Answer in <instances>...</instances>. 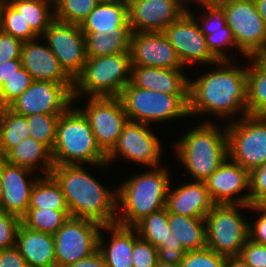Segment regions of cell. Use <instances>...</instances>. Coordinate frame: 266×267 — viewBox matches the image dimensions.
Segmentation results:
<instances>
[{
	"label": "cell",
	"mask_w": 266,
	"mask_h": 267,
	"mask_svg": "<svg viewBox=\"0 0 266 267\" xmlns=\"http://www.w3.org/2000/svg\"><path fill=\"white\" fill-rule=\"evenodd\" d=\"M33 172L0 158V180L3 187L0 211L13 214L20 219L26 214L30 205L33 185L39 178L35 177V180L26 178L30 177Z\"/></svg>",
	"instance_id": "cell-20"
},
{
	"label": "cell",
	"mask_w": 266,
	"mask_h": 267,
	"mask_svg": "<svg viewBox=\"0 0 266 267\" xmlns=\"http://www.w3.org/2000/svg\"><path fill=\"white\" fill-rule=\"evenodd\" d=\"M215 1L219 2L220 0H203V2H215Z\"/></svg>",
	"instance_id": "cell-59"
},
{
	"label": "cell",
	"mask_w": 266,
	"mask_h": 267,
	"mask_svg": "<svg viewBox=\"0 0 266 267\" xmlns=\"http://www.w3.org/2000/svg\"><path fill=\"white\" fill-rule=\"evenodd\" d=\"M101 230L109 231L111 234L109 245H104L102 232H100L98 240V250L107 267H133L132 249L134 243L140 238L136 229L132 226L115 223L103 225Z\"/></svg>",
	"instance_id": "cell-24"
},
{
	"label": "cell",
	"mask_w": 266,
	"mask_h": 267,
	"mask_svg": "<svg viewBox=\"0 0 266 267\" xmlns=\"http://www.w3.org/2000/svg\"><path fill=\"white\" fill-rule=\"evenodd\" d=\"M227 257L217 254L208 247L186 251L182 267H225Z\"/></svg>",
	"instance_id": "cell-40"
},
{
	"label": "cell",
	"mask_w": 266,
	"mask_h": 267,
	"mask_svg": "<svg viewBox=\"0 0 266 267\" xmlns=\"http://www.w3.org/2000/svg\"><path fill=\"white\" fill-rule=\"evenodd\" d=\"M22 68L21 59L0 63V87Z\"/></svg>",
	"instance_id": "cell-51"
},
{
	"label": "cell",
	"mask_w": 266,
	"mask_h": 267,
	"mask_svg": "<svg viewBox=\"0 0 266 267\" xmlns=\"http://www.w3.org/2000/svg\"><path fill=\"white\" fill-rule=\"evenodd\" d=\"M168 223L173 237L186 251L207 247L205 218L168 213Z\"/></svg>",
	"instance_id": "cell-29"
},
{
	"label": "cell",
	"mask_w": 266,
	"mask_h": 267,
	"mask_svg": "<svg viewBox=\"0 0 266 267\" xmlns=\"http://www.w3.org/2000/svg\"><path fill=\"white\" fill-rule=\"evenodd\" d=\"M232 64L231 60L218 61L221 69L217 67L194 81L189 80L190 116L211 113L228 119L238 112L242 117L248 115L247 66Z\"/></svg>",
	"instance_id": "cell-1"
},
{
	"label": "cell",
	"mask_w": 266,
	"mask_h": 267,
	"mask_svg": "<svg viewBox=\"0 0 266 267\" xmlns=\"http://www.w3.org/2000/svg\"><path fill=\"white\" fill-rule=\"evenodd\" d=\"M102 225L70 216L53 235L56 267H67L98 250Z\"/></svg>",
	"instance_id": "cell-11"
},
{
	"label": "cell",
	"mask_w": 266,
	"mask_h": 267,
	"mask_svg": "<svg viewBox=\"0 0 266 267\" xmlns=\"http://www.w3.org/2000/svg\"><path fill=\"white\" fill-rule=\"evenodd\" d=\"M21 219L13 214L0 211V250L15 246Z\"/></svg>",
	"instance_id": "cell-43"
},
{
	"label": "cell",
	"mask_w": 266,
	"mask_h": 267,
	"mask_svg": "<svg viewBox=\"0 0 266 267\" xmlns=\"http://www.w3.org/2000/svg\"><path fill=\"white\" fill-rule=\"evenodd\" d=\"M236 48L244 57L266 55V27L253 0H220Z\"/></svg>",
	"instance_id": "cell-10"
},
{
	"label": "cell",
	"mask_w": 266,
	"mask_h": 267,
	"mask_svg": "<svg viewBox=\"0 0 266 267\" xmlns=\"http://www.w3.org/2000/svg\"><path fill=\"white\" fill-rule=\"evenodd\" d=\"M228 157L247 171L266 162V116L245 115L229 121Z\"/></svg>",
	"instance_id": "cell-9"
},
{
	"label": "cell",
	"mask_w": 266,
	"mask_h": 267,
	"mask_svg": "<svg viewBox=\"0 0 266 267\" xmlns=\"http://www.w3.org/2000/svg\"><path fill=\"white\" fill-rule=\"evenodd\" d=\"M174 146L193 179L204 182L228 157L227 129L222 131L209 121L203 122L187 131Z\"/></svg>",
	"instance_id": "cell-4"
},
{
	"label": "cell",
	"mask_w": 266,
	"mask_h": 267,
	"mask_svg": "<svg viewBox=\"0 0 266 267\" xmlns=\"http://www.w3.org/2000/svg\"><path fill=\"white\" fill-rule=\"evenodd\" d=\"M98 3V0H55L54 19L80 25Z\"/></svg>",
	"instance_id": "cell-37"
},
{
	"label": "cell",
	"mask_w": 266,
	"mask_h": 267,
	"mask_svg": "<svg viewBox=\"0 0 266 267\" xmlns=\"http://www.w3.org/2000/svg\"><path fill=\"white\" fill-rule=\"evenodd\" d=\"M119 98L130 121L151 125L190 116L189 95H170L128 83Z\"/></svg>",
	"instance_id": "cell-7"
},
{
	"label": "cell",
	"mask_w": 266,
	"mask_h": 267,
	"mask_svg": "<svg viewBox=\"0 0 266 267\" xmlns=\"http://www.w3.org/2000/svg\"><path fill=\"white\" fill-rule=\"evenodd\" d=\"M15 247L28 267H56L52 234L32 230L21 224L17 231Z\"/></svg>",
	"instance_id": "cell-25"
},
{
	"label": "cell",
	"mask_w": 266,
	"mask_h": 267,
	"mask_svg": "<svg viewBox=\"0 0 266 267\" xmlns=\"http://www.w3.org/2000/svg\"><path fill=\"white\" fill-rule=\"evenodd\" d=\"M54 165L105 166L106 155L98 147L90 123L79 108L69 107L57 122L51 150Z\"/></svg>",
	"instance_id": "cell-5"
},
{
	"label": "cell",
	"mask_w": 266,
	"mask_h": 267,
	"mask_svg": "<svg viewBox=\"0 0 266 267\" xmlns=\"http://www.w3.org/2000/svg\"><path fill=\"white\" fill-rule=\"evenodd\" d=\"M116 26H130L128 4L119 1L99 2L80 23L82 32L116 30Z\"/></svg>",
	"instance_id": "cell-28"
},
{
	"label": "cell",
	"mask_w": 266,
	"mask_h": 267,
	"mask_svg": "<svg viewBox=\"0 0 266 267\" xmlns=\"http://www.w3.org/2000/svg\"><path fill=\"white\" fill-rule=\"evenodd\" d=\"M155 267H182V266L181 263H163L158 260Z\"/></svg>",
	"instance_id": "cell-55"
},
{
	"label": "cell",
	"mask_w": 266,
	"mask_h": 267,
	"mask_svg": "<svg viewBox=\"0 0 266 267\" xmlns=\"http://www.w3.org/2000/svg\"><path fill=\"white\" fill-rule=\"evenodd\" d=\"M247 66V112L266 116V55L249 56ZM251 66V67H250Z\"/></svg>",
	"instance_id": "cell-30"
},
{
	"label": "cell",
	"mask_w": 266,
	"mask_h": 267,
	"mask_svg": "<svg viewBox=\"0 0 266 267\" xmlns=\"http://www.w3.org/2000/svg\"><path fill=\"white\" fill-rule=\"evenodd\" d=\"M239 256L251 267H266V245L248 239Z\"/></svg>",
	"instance_id": "cell-46"
},
{
	"label": "cell",
	"mask_w": 266,
	"mask_h": 267,
	"mask_svg": "<svg viewBox=\"0 0 266 267\" xmlns=\"http://www.w3.org/2000/svg\"><path fill=\"white\" fill-rule=\"evenodd\" d=\"M184 5L185 4H189V1H192V0H180ZM193 1H196V2H198L199 4L201 3V2H203V0H193Z\"/></svg>",
	"instance_id": "cell-56"
},
{
	"label": "cell",
	"mask_w": 266,
	"mask_h": 267,
	"mask_svg": "<svg viewBox=\"0 0 266 267\" xmlns=\"http://www.w3.org/2000/svg\"><path fill=\"white\" fill-rule=\"evenodd\" d=\"M45 45L39 44L36 39L23 42L21 49V63L33 80H42L74 85V81L62 69L59 60Z\"/></svg>",
	"instance_id": "cell-21"
},
{
	"label": "cell",
	"mask_w": 266,
	"mask_h": 267,
	"mask_svg": "<svg viewBox=\"0 0 266 267\" xmlns=\"http://www.w3.org/2000/svg\"><path fill=\"white\" fill-rule=\"evenodd\" d=\"M87 57H100L130 51V26H116V30L82 32Z\"/></svg>",
	"instance_id": "cell-26"
},
{
	"label": "cell",
	"mask_w": 266,
	"mask_h": 267,
	"mask_svg": "<svg viewBox=\"0 0 266 267\" xmlns=\"http://www.w3.org/2000/svg\"><path fill=\"white\" fill-rule=\"evenodd\" d=\"M131 64L165 69H183L175 49L163 32H132Z\"/></svg>",
	"instance_id": "cell-18"
},
{
	"label": "cell",
	"mask_w": 266,
	"mask_h": 267,
	"mask_svg": "<svg viewBox=\"0 0 266 267\" xmlns=\"http://www.w3.org/2000/svg\"><path fill=\"white\" fill-rule=\"evenodd\" d=\"M206 42L210 52L219 61L231 60V57L223 49L224 47H233V45L236 47L232 30L228 25L224 26L221 30L209 31V35H206Z\"/></svg>",
	"instance_id": "cell-41"
},
{
	"label": "cell",
	"mask_w": 266,
	"mask_h": 267,
	"mask_svg": "<svg viewBox=\"0 0 266 267\" xmlns=\"http://www.w3.org/2000/svg\"><path fill=\"white\" fill-rule=\"evenodd\" d=\"M83 168L82 164L54 165L50 173L62 189L70 216L102 226L115 224L117 190L113 193Z\"/></svg>",
	"instance_id": "cell-2"
},
{
	"label": "cell",
	"mask_w": 266,
	"mask_h": 267,
	"mask_svg": "<svg viewBox=\"0 0 266 267\" xmlns=\"http://www.w3.org/2000/svg\"><path fill=\"white\" fill-rule=\"evenodd\" d=\"M241 208L250 205L219 204L206 214L207 247L217 254L238 256L249 239L250 224L239 213Z\"/></svg>",
	"instance_id": "cell-8"
},
{
	"label": "cell",
	"mask_w": 266,
	"mask_h": 267,
	"mask_svg": "<svg viewBox=\"0 0 266 267\" xmlns=\"http://www.w3.org/2000/svg\"><path fill=\"white\" fill-rule=\"evenodd\" d=\"M42 36H45L48 48L57 57L62 69L74 81L87 60L80 25L54 19Z\"/></svg>",
	"instance_id": "cell-14"
},
{
	"label": "cell",
	"mask_w": 266,
	"mask_h": 267,
	"mask_svg": "<svg viewBox=\"0 0 266 267\" xmlns=\"http://www.w3.org/2000/svg\"><path fill=\"white\" fill-rule=\"evenodd\" d=\"M29 209L69 210L60 185L51 175L36 180L31 192Z\"/></svg>",
	"instance_id": "cell-33"
},
{
	"label": "cell",
	"mask_w": 266,
	"mask_h": 267,
	"mask_svg": "<svg viewBox=\"0 0 266 267\" xmlns=\"http://www.w3.org/2000/svg\"><path fill=\"white\" fill-rule=\"evenodd\" d=\"M250 205H266V162L250 172Z\"/></svg>",
	"instance_id": "cell-45"
},
{
	"label": "cell",
	"mask_w": 266,
	"mask_h": 267,
	"mask_svg": "<svg viewBox=\"0 0 266 267\" xmlns=\"http://www.w3.org/2000/svg\"><path fill=\"white\" fill-rule=\"evenodd\" d=\"M201 5L205 8L207 12L204 13L206 18L201 19V22L197 21L201 32L206 36L209 35V31L221 30L227 25L225 10L220 2H201Z\"/></svg>",
	"instance_id": "cell-42"
},
{
	"label": "cell",
	"mask_w": 266,
	"mask_h": 267,
	"mask_svg": "<svg viewBox=\"0 0 266 267\" xmlns=\"http://www.w3.org/2000/svg\"><path fill=\"white\" fill-rule=\"evenodd\" d=\"M249 210L260 211L261 216L256 220L254 227L249 225V239L266 245V205H250Z\"/></svg>",
	"instance_id": "cell-49"
},
{
	"label": "cell",
	"mask_w": 266,
	"mask_h": 267,
	"mask_svg": "<svg viewBox=\"0 0 266 267\" xmlns=\"http://www.w3.org/2000/svg\"><path fill=\"white\" fill-rule=\"evenodd\" d=\"M60 115L32 114L26 116L30 137L52 150L56 139V126Z\"/></svg>",
	"instance_id": "cell-38"
},
{
	"label": "cell",
	"mask_w": 266,
	"mask_h": 267,
	"mask_svg": "<svg viewBox=\"0 0 266 267\" xmlns=\"http://www.w3.org/2000/svg\"><path fill=\"white\" fill-rule=\"evenodd\" d=\"M186 250L182 247L180 242L173 237H170L166 242H163V247L158 248V260L163 263H181L184 259Z\"/></svg>",
	"instance_id": "cell-48"
},
{
	"label": "cell",
	"mask_w": 266,
	"mask_h": 267,
	"mask_svg": "<svg viewBox=\"0 0 266 267\" xmlns=\"http://www.w3.org/2000/svg\"><path fill=\"white\" fill-rule=\"evenodd\" d=\"M182 69L132 65L130 83L134 86L170 95H189V80Z\"/></svg>",
	"instance_id": "cell-22"
},
{
	"label": "cell",
	"mask_w": 266,
	"mask_h": 267,
	"mask_svg": "<svg viewBox=\"0 0 266 267\" xmlns=\"http://www.w3.org/2000/svg\"><path fill=\"white\" fill-rule=\"evenodd\" d=\"M23 41L0 30V63L20 59Z\"/></svg>",
	"instance_id": "cell-47"
},
{
	"label": "cell",
	"mask_w": 266,
	"mask_h": 267,
	"mask_svg": "<svg viewBox=\"0 0 266 267\" xmlns=\"http://www.w3.org/2000/svg\"><path fill=\"white\" fill-rule=\"evenodd\" d=\"M112 1H119L129 5L133 0H112Z\"/></svg>",
	"instance_id": "cell-58"
},
{
	"label": "cell",
	"mask_w": 266,
	"mask_h": 267,
	"mask_svg": "<svg viewBox=\"0 0 266 267\" xmlns=\"http://www.w3.org/2000/svg\"><path fill=\"white\" fill-rule=\"evenodd\" d=\"M73 88L74 85L34 80L8 108L22 116L61 115L74 103Z\"/></svg>",
	"instance_id": "cell-13"
},
{
	"label": "cell",
	"mask_w": 266,
	"mask_h": 267,
	"mask_svg": "<svg viewBox=\"0 0 266 267\" xmlns=\"http://www.w3.org/2000/svg\"><path fill=\"white\" fill-rule=\"evenodd\" d=\"M225 267H251L247 264L244 259H242L239 255L233 257H227L226 266Z\"/></svg>",
	"instance_id": "cell-53"
},
{
	"label": "cell",
	"mask_w": 266,
	"mask_h": 267,
	"mask_svg": "<svg viewBox=\"0 0 266 267\" xmlns=\"http://www.w3.org/2000/svg\"><path fill=\"white\" fill-rule=\"evenodd\" d=\"M168 191L166 205L168 213L194 218H205L216 205L206 188L205 182L193 181Z\"/></svg>",
	"instance_id": "cell-23"
},
{
	"label": "cell",
	"mask_w": 266,
	"mask_h": 267,
	"mask_svg": "<svg viewBox=\"0 0 266 267\" xmlns=\"http://www.w3.org/2000/svg\"><path fill=\"white\" fill-rule=\"evenodd\" d=\"M204 182L216 205H250V172L229 157ZM246 190L243 196L239 195Z\"/></svg>",
	"instance_id": "cell-17"
},
{
	"label": "cell",
	"mask_w": 266,
	"mask_h": 267,
	"mask_svg": "<svg viewBox=\"0 0 266 267\" xmlns=\"http://www.w3.org/2000/svg\"><path fill=\"white\" fill-rule=\"evenodd\" d=\"M99 2H107V1H112V0H98Z\"/></svg>",
	"instance_id": "cell-60"
},
{
	"label": "cell",
	"mask_w": 266,
	"mask_h": 267,
	"mask_svg": "<svg viewBox=\"0 0 266 267\" xmlns=\"http://www.w3.org/2000/svg\"><path fill=\"white\" fill-rule=\"evenodd\" d=\"M1 7H2V0H0V11H1Z\"/></svg>",
	"instance_id": "cell-61"
},
{
	"label": "cell",
	"mask_w": 266,
	"mask_h": 267,
	"mask_svg": "<svg viewBox=\"0 0 266 267\" xmlns=\"http://www.w3.org/2000/svg\"><path fill=\"white\" fill-rule=\"evenodd\" d=\"M183 67L195 63L217 64L219 61L208 49L206 36L201 32L197 19L188 9L163 30Z\"/></svg>",
	"instance_id": "cell-15"
},
{
	"label": "cell",
	"mask_w": 266,
	"mask_h": 267,
	"mask_svg": "<svg viewBox=\"0 0 266 267\" xmlns=\"http://www.w3.org/2000/svg\"><path fill=\"white\" fill-rule=\"evenodd\" d=\"M67 267H107V264L100 251L97 250L89 257L83 258L82 260H79Z\"/></svg>",
	"instance_id": "cell-52"
},
{
	"label": "cell",
	"mask_w": 266,
	"mask_h": 267,
	"mask_svg": "<svg viewBox=\"0 0 266 267\" xmlns=\"http://www.w3.org/2000/svg\"><path fill=\"white\" fill-rule=\"evenodd\" d=\"M148 126L150 127L144 123L128 120L115 147L106 156V163L112 162L118 155L134 162V164L137 163L150 168L159 167L162 145Z\"/></svg>",
	"instance_id": "cell-16"
},
{
	"label": "cell",
	"mask_w": 266,
	"mask_h": 267,
	"mask_svg": "<svg viewBox=\"0 0 266 267\" xmlns=\"http://www.w3.org/2000/svg\"><path fill=\"white\" fill-rule=\"evenodd\" d=\"M28 119L8 107L0 108V158H3L22 140L30 137Z\"/></svg>",
	"instance_id": "cell-31"
},
{
	"label": "cell",
	"mask_w": 266,
	"mask_h": 267,
	"mask_svg": "<svg viewBox=\"0 0 266 267\" xmlns=\"http://www.w3.org/2000/svg\"><path fill=\"white\" fill-rule=\"evenodd\" d=\"M30 73L21 68L0 87V108L8 107L16 100L33 82Z\"/></svg>",
	"instance_id": "cell-39"
},
{
	"label": "cell",
	"mask_w": 266,
	"mask_h": 267,
	"mask_svg": "<svg viewBox=\"0 0 266 267\" xmlns=\"http://www.w3.org/2000/svg\"><path fill=\"white\" fill-rule=\"evenodd\" d=\"M266 27V0H253Z\"/></svg>",
	"instance_id": "cell-54"
},
{
	"label": "cell",
	"mask_w": 266,
	"mask_h": 267,
	"mask_svg": "<svg viewBox=\"0 0 266 267\" xmlns=\"http://www.w3.org/2000/svg\"><path fill=\"white\" fill-rule=\"evenodd\" d=\"M133 267H155L158 261V249L139 238L132 249Z\"/></svg>",
	"instance_id": "cell-44"
},
{
	"label": "cell",
	"mask_w": 266,
	"mask_h": 267,
	"mask_svg": "<svg viewBox=\"0 0 266 267\" xmlns=\"http://www.w3.org/2000/svg\"><path fill=\"white\" fill-rule=\"evenodd\" d=\"M0 267H28V264L14 246L0 250Z\"/></svg>",
	"instance_id": "cell-50"
},
{
	"label": "cell",
	"mask_w": 266,
	"mask_h": 267,
	"mask_svg": "<svg viewBox=\"0 0 266 267\" xmlns=\"http://www.w3.org/2000/svg\"><path fill=\"white\" fill-rule=\"evenodd\" d=\"M167 171L164 167L150 168L116 189L117 214L121 215H117L116 223L133 227L145 216L165 208L171 183Z\"/></svg>",
	"instance_id": "cell-3"
},
{
	"label": "cell",
	"mask_w": 266,
	"mask_h": 267,
	"mask_svg": "<svg viewBox=\"0 0 266 267\" xmlns=\"http://www.w3.org/2000/svg\"><path fill=\"white\" fill-rule=\"evenodd\" d=\"M130 52L87 57L81 74L74 80V103L81 94L90 97H119L131 78Z\"/></svg>",
	"instance_id": "cell-6"
},
{
	"label": "cell",
	"mask_w": 266,
	"mask_h": 267,
	"mask_svg": "<svg viewBox=\"0 0 266 267\" xmlns=\"http://www.w3.org/2000/svg\"><path fill=\"white\" fill-rule=\"evenodd\" d=\"M2 197H3V187H2L1 180H0V204H1Z\"/></svg>",
	"instance_id": "cell-57"
},
{
	"label": "cell",
	"mask_w": 266,
	"mask_h": 267,
	"mask_svg": "<svg viewBox=\"0 0 266 267\" xmlns=\"http://www.w3.org/2000/svg\"><path fill=\"white\" fill-rule=\"evenodd\" d=\"M3 159L10 164L19 165L32 171L39 166L43 175H50L54 166L51 150L32 137L22 140Z\"/></svg>",
	"instance_id": "cell-27"
},
{
	"label": "cell",
	"mask_w": 266,
	"mask_h": 267,
	"mask_svg": "<svg viewBox=\"0 0 266 267\" xmlns=\"http://www.w3.org/2000/svg\"><path fill=\"white\" fill-rule=\"evenodd\" d=\"M41 38L54 20V2L51 0H7ZM52 3V5H50ZM52 8L50 9V7ZM51 10H53L51 12Z\"/></svg>",
	"instance_id": "cell-32"
},
{
	"label": "cell",
	"mask_w": 266,
	"mask_h": 267,
	"mask_svg": "<svg viewBox=\"0 0 266 267\" xmlns=\"http://www.w3.org/2000/svg\"><path fill=\"white\" fill-rule=\"evenodd\" d=\"M87 101V107L79 109L88 119L98 147L107 156L115 147L128 117L119 97H90Z\"/></svg>",
	"instance_id": "cell-12"
},
{
	"label": "cell",
	"mask_w": 266,
	"mask_h": 267,
	"mask_svg": "<svg viewBox=\"0 0 266 267\" xmlns=\"http://www.w3.org/2000/svg\"><path fill=\"white\" fill-rule=\"evenodd\" d=\"M180 0H133L128 5L132 32H163L187 10Z\"/></svg>",
	"instance_id": "cell-19"
},
{
	"label": "cell",
	"mask_w": 266,
	"mask_h": 267,
	"mask_svg": "<svg viewBox=\"0 0 266 267\" xmlns=\"http://www.w3.org/2000/svg\"><path fill=\"white\" fill-rule=\"evenodd\" d=\"M0 30L23 42L35 40L39 37L7 0H2Z\"/></svg>",
	"instance_id": "cell-36"
},
{
	"label": "cell",
	"mask_w": 266,
	"mask_h": 267,
	"mask_svg": "<svg viewBox=\"0 0 266 267\" xmlns=\"http://www.w3.org/2000/svg\"><path fill=\"white\" fill-rule=\"evenodd\" d=\"M138 236L154 247L162 248L163 242L170 237V228L168 223V211L166 208L145 216L133 226Z\"/></svg>",
	"instance_id": "cell-34"
},
{
	"label": "cell",
	"mask_w": 266,
	"mask_h": 267,
	"mask_svg": "<svg viewBox=\"0 0 266 267\" xmlns=\"http://www.w3.org/2000/svg\"><path fill=\"white\" fill-rule=\"evenodd\" d=\"M69 217V210L28 209L21 218V224L54 235Z\"/></svg>",
	"instance_id": "cell-35"
}]
</instances>
